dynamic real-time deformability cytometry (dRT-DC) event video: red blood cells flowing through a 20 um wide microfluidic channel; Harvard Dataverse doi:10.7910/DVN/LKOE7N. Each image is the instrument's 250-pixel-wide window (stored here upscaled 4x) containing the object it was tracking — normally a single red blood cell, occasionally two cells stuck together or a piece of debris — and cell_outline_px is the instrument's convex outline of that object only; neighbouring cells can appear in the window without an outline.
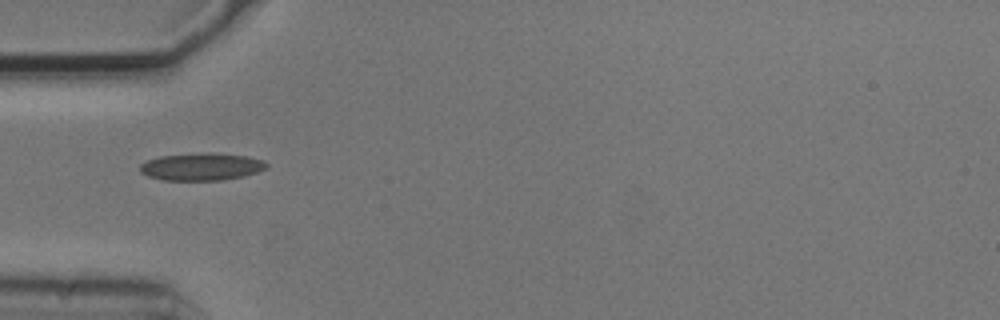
{"species": "common noctule bat (a hibernating species)", "species_latin": "Nyctalus noctula", "temperature_condition": "cold", "stored_images_in_passage": 8, "camera_frame_rate_fps": 3000, "um_per_image_px": 0.085, "animal": {"sex": "male", "body_mass_g": 20.5, "forearm_length_mm": 52.5}, "frame": {"image": 1, "passage_image": 3, "time_ms": 0.667, "image_size_px": [1000, 320], "cell_outline_px": [[268, 168], [244, 176], [224, 180], [160, 180], [148, 176], [140, 172], [140, 164], [148, 160], [160, 156], [248, 156], [264, 160], [268, 164]], "centroid_in_image_um": [17.13, 14.24], "position_along_channel_um": 67.9, "area_um2": 19.07}}
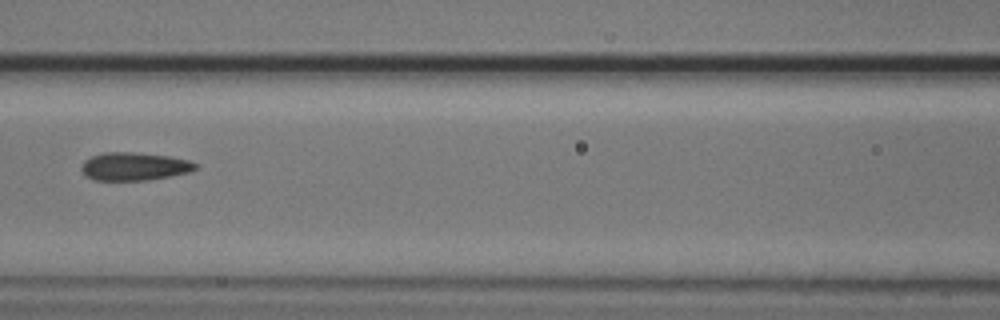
{"frame": {"image": 2, "passage_image": 5, "time_ms": 1.333, "image_size_px": [1000, 320], "cell_outline_px": [[196, 168], [192, 172], [148, 180], [96, 180], [88, 176], [80, 168], [84, 160], [92, 156], [104, 152], [132, 152], [168, 156], [188, 160], [196, 164]], "centroid_in_image_um": [11.42, 14.14], "position_along_channel_um": 155.2, "area_um2": 18.5}}
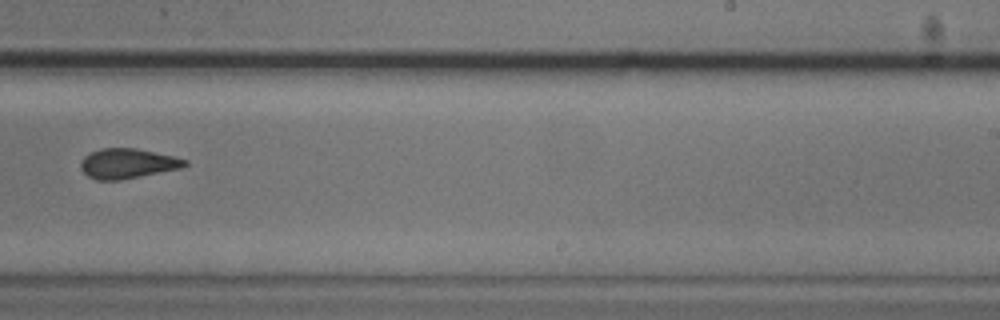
{"frame": {"image": 3, "passage_image": 8, "time_ms": 2.333, "image_size_px": [1000, 320], "cell_outline_px": [[188, 164], [180, 168], [120, 180], [96, 180], [88, 176], [80, 168], [80, 164], [84, 156], [100, 148], [136, 148], [172, 156], [188, 160]], "centroid_in_image_um": [10.81, 13.9], "position_along_channel_um": 278.2, "area_um2": 17.98}}